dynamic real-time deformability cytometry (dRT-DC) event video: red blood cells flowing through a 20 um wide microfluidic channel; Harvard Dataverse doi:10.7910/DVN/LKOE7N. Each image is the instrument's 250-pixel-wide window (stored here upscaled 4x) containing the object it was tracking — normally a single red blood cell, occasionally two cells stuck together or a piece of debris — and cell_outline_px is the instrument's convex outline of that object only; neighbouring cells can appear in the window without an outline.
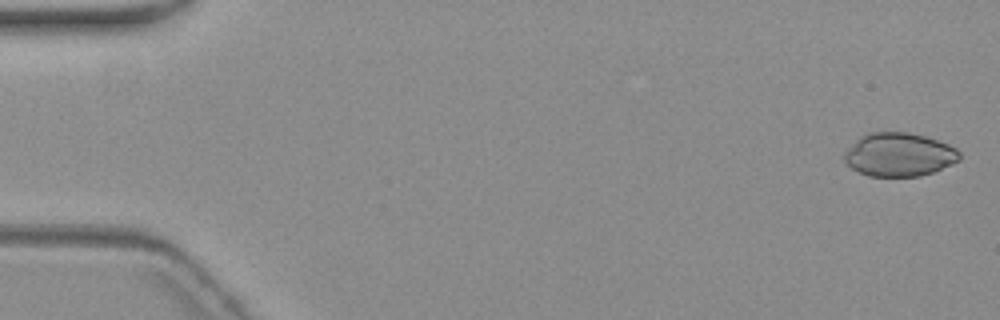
{"species": "common noctule bat (a hibernating species)", "species_latin": "Nyctalus noctula", "temperature_condition": "warm", "stored_images_in_passage": 6, "camera_frame_rate_fps": 3000, "um_per_image_px": 0.085, "animal": {"sex": "female", "body_mass_g": 19.3, "forearm_length_mm": 54.1}, "frame": {"image": 1, "passage_image": 1, "time_ms": 0.0, "image_size_px": [1000, 320], "cell_outline_px": [[960, 160], [952, 164], [932, 172], [920, 176], [868, 176], [852, 168], [844, 160], [844, 156], [848, 148], [860, 136], [868, 132], [908, 132], [924, 136], [948, 144], [956, 148], [960, 152]], "centroid_in_image_um": [76.43, 13.14], "position_along_channel_um": 8.6, "area_um2": 29.07}}
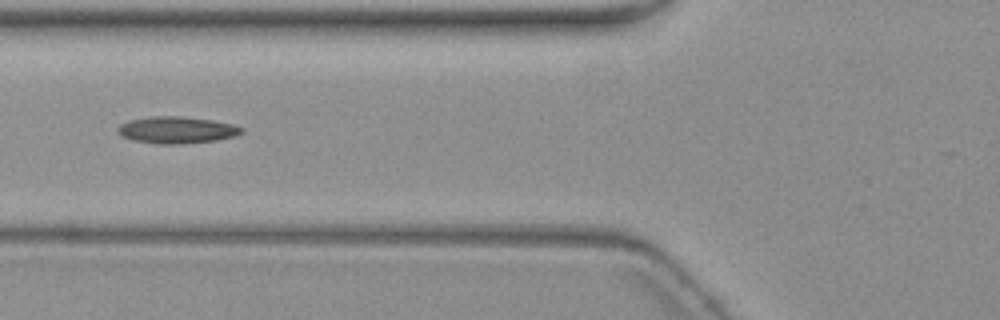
{"frame": {"image": 2, "passage_image": 5, "time_ms": 12.667, "image_size_px": [1000, 320], "cell_outline_px": [[244, 132], [236, 136], [216, 140], [180, 144], [160, 144], [132, 140], [124, 136], [116, 128], [120, 124], [128, 120], [152, 116], [180, 116], [212, 120], [232, 124], [244, 128]], "centroid_in_image_um": [15.05, 11.04], "position_along_channel_um": 110.8, "area_um2": 19.31}}
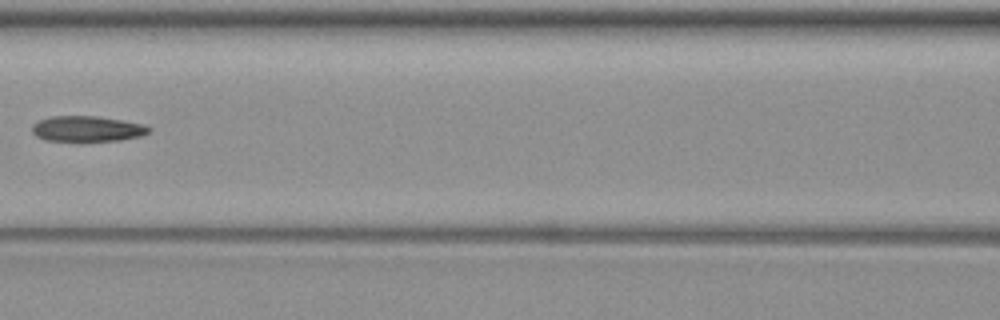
{"frame": {"image": 3, "passage_image": 6, "time_ms": 14.0, "image_size_px": [1000, 320], "cell_outline_px": [[152, 128], [148, 132], [140, 136], [120, 140], [84, 144], [76, 144], [44, 140], [36, 136], [32, 132], [32, 124], [40, 120], [52, 116], [96, 116], [144, 124]], "centroid_in_image_um": [7.36, 11.01], "position_along_channel_um": 159.2, "area_um2": 18.32}}